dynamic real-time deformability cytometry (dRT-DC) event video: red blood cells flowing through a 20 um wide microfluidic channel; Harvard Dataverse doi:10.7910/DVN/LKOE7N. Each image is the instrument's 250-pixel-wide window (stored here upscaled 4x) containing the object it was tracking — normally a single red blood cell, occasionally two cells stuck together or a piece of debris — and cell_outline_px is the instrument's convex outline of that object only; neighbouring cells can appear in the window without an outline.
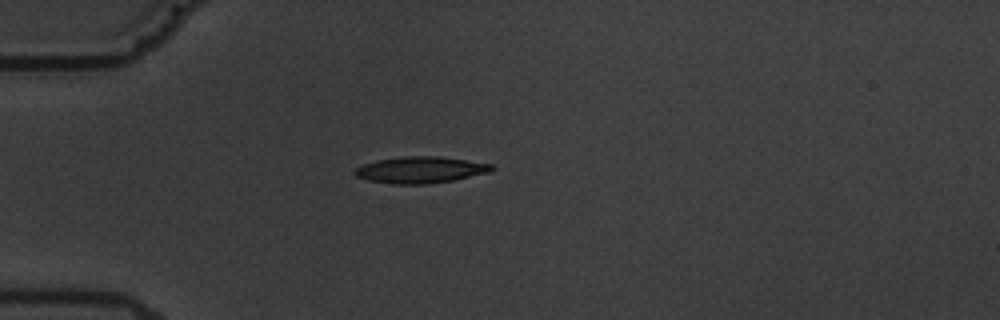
{"species": "common noctule bat (a hibernating species)", "species_latin": "Nyctalus noctula", "temperature_condition": "warm", "stored_images_in_passage": 5, "camera_frame_rate_fps": 3000, "um_per_image_px": 0.085, "animal": {"sex": "male", "body_mass_g": 19.5, "forearm_length_mm": 54.6}, "frame": {"image": 1, "passage_image": 4, "time_ms": 4.333, "image_size_px": [1000, 320], "cell_outline_px": [[496, 168], [488, 172], [452, 180], [428, 184], [392, 184], [368, 180], [356, 176], [352, 172], [356, 168], [364, 164], [376, 160], [404, 156], [440, 156], [492, 164]], "centroid_in_image_um": [35.71, 14.43], "position_along_channel_um": 49.3, "area_um2": 21.04}}